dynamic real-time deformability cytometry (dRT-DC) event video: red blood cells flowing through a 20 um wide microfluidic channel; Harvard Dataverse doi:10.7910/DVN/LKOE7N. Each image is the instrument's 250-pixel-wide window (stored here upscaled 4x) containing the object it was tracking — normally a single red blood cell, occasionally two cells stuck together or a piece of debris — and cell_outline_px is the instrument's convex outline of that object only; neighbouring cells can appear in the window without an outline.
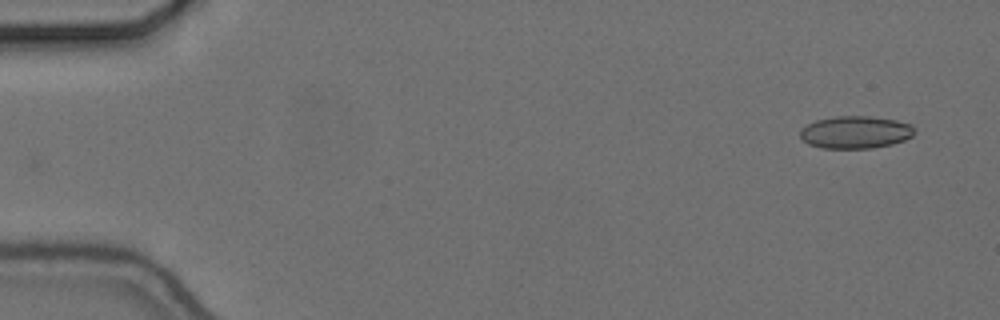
{"species": "common noctule bat (a hibernating species)", "species_latin": "Nyctalus noctula", "temperature_condition": "cold", "stored_images_in_passage": 2, "camera_frame_rate_fps": 3000, "um_per_image_px": 0.085, "animal": {"sex": "female", "body_mass_g": 24.6, "forearm_length_mm": 56.2}, "frame": {"image": 1, "passage_image": 1, "time_ms": 0.0, "image_size_px": [1000, 320], "cell_outline_px": [[916, 132], [912, 136], [904, 140], [892, 144], [872, 148], [820, 148], [808, 144], [800, 136], [800, 132], [808, 124], [816, 120], [836, 116], [868, 116], [896, 120], [912, 124]], "centroid_in_image_um": [72.74, 11.24], "position_along_channel_um": 12.3, "area_um2": 21.62}}